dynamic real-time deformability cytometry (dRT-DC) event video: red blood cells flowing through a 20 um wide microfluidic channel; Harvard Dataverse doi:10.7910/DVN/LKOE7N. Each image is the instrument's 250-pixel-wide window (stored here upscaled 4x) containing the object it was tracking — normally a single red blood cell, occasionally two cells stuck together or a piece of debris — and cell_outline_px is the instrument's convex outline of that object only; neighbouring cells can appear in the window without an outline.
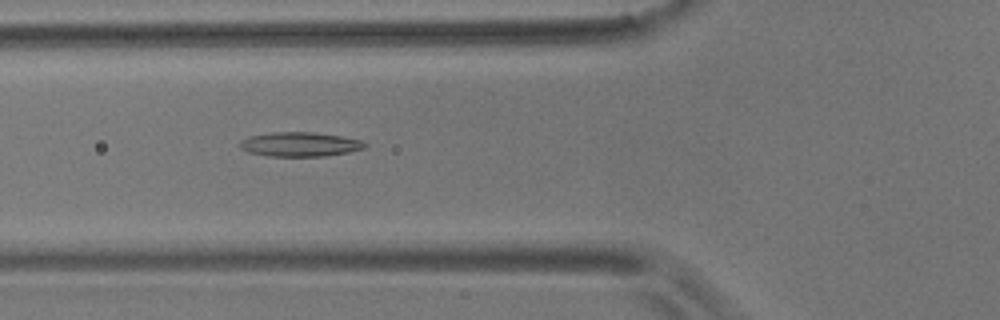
{"species": "common noctule bat (a hibernating species)", "species_latin": "Nyctalus noctula", "temperature_condition": "room temperature", "stored_images_in_passage": 42, "camera_frame_rate_fps": 3000, "um_per_image_px": 0.085, "animal": {"sex": "male", "body_mass_g": 17.9}, "frame": {"image": 1, "passage_image": 9, "time_ms": 2.667, "image_size_px": [1000, 320], "cell_outline_px": [[368, 144], [364, 148], [348, 152], [324, 156], [268, 156], [248, 152], [240, 148], [240, 140], [248, 136], [272, 132], [312, 132], [340, 136], [360, 140]], "centroid_in_image_um": [25.45, 12.26], "position_along_channel_um": 100.3, "area_um2": 17.69}}
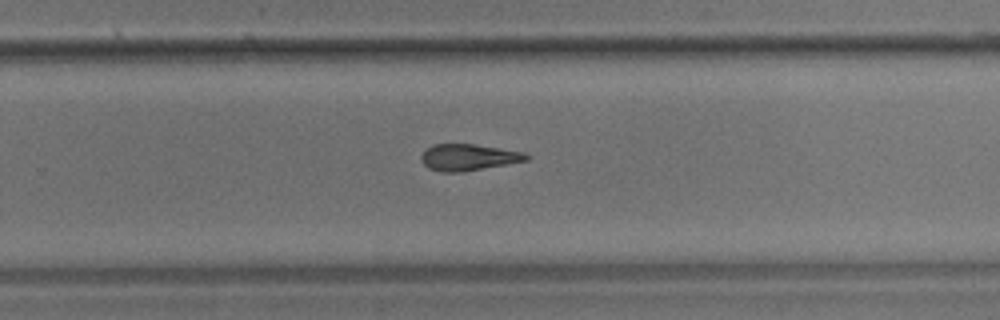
{"frame": {"image": 2, "passage_image": 25, "time_ms": 8.0, "image_size_px": [1000, 320], "cell_outline_px": [[528, 160], [460, 172], [440, 172], [428, 168], [420, 160], [420, 156], [432, 144], [472, 144], [524, 152], [528, 156]], "centroid_in_image_um": [39.76, 13.37], "position_along_channel_um": 290.0, "area_um2": 15.95}}
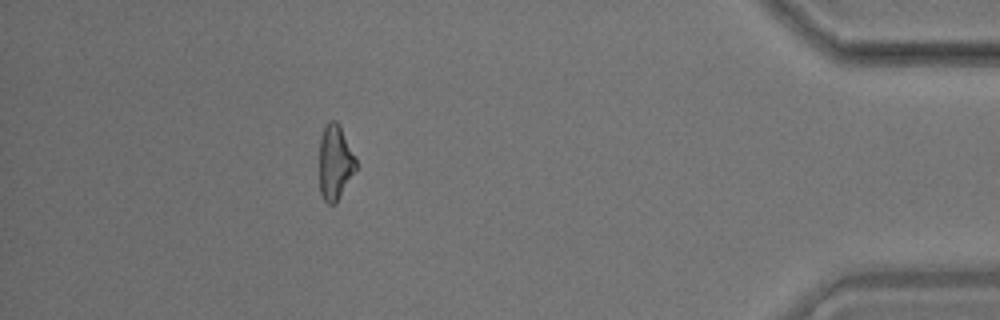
{"frame": {"image": 3, "passage_image": 39, "time_ms": 12.667, "image_size_px": [1000, 320], "cell_outline_px": [[356, 168], [336, 204], [328, 204], [324, 200], [320, 192], [320, 140], [324, 128], [328, 120], [336, 120], [340, 124], [356, 160]], "centroid_in_image_um": [28.47, 13.79], "position_along_channel_um": 406.7, "area_um2": 15.84}}